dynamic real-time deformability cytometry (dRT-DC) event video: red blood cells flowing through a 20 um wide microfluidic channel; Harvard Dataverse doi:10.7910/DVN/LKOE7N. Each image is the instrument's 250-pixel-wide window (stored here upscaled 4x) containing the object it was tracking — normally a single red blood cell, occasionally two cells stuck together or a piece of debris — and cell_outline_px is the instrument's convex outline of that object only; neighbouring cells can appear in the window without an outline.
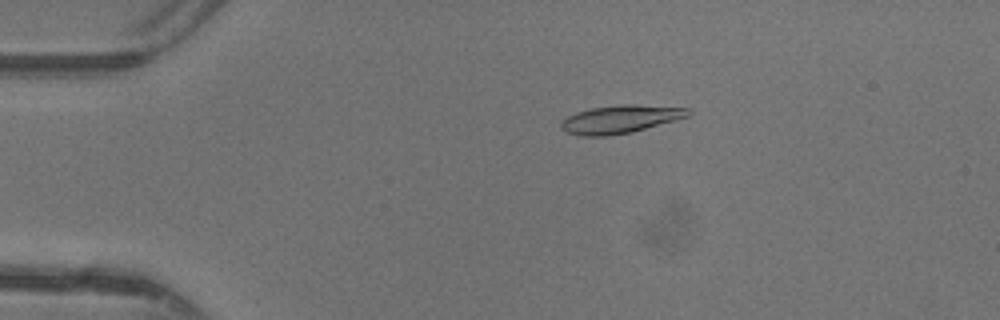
{"species": "common noctule bat (a hibernating species)", "species_latin": "Nyctalus noctula", "temperature_condition": "warm", "stored_images_in_passage": 44, "camera_frame_rate_fps": 3000, "um_per_image_px": 0.085, "animal": {"sex": "female"}, "frame": {"image": 1, "passage_image": 7, "time_ms": 2.0, "image_size_px": [1000, 320], "cell_outline_px": [[692, 112], [688, 116], [676, 120], [632, 132], [608, 136], [580, 136], [564, 132], [560, 128], [560, 124], [568, 116], [576, 112], [592, 108], [620, 104], [636, 104], [692, 108]], "centroid_in_image_um": [52.74, 10.13], "position_along_channel_um": 32.3, "area_um2": 20.98}}
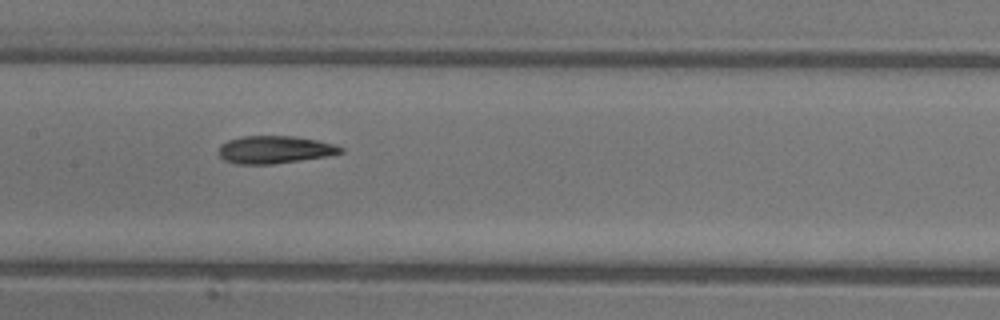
{"frame": {"image": 2, "passage_image": 21, "time_ms": 6.667, "image_size_px": [1000, 320], "cell_outline_px": [[344, 152], [324, 156], [272, 164], [236, 164], [224, 160], [220, 156], [220, 144], [228, 140], [244, 136], [296, 136], [336, 144], [344, 148]], "centroid_in_image_um": [23.35, 12.71], "position_along_channel_um": 184.1, "area_um2": 19.48}}
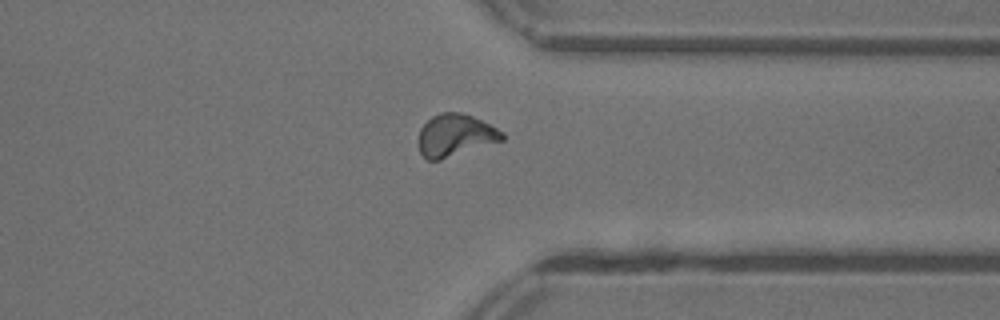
{"frame": {"image": 3, "passage_image": 34, "time_ms": 11.0, "image_size_px": [1000, 320], "cell_outline_px": [[504, 140], [440, 160], [428, 160], [420, 152], [420, 128], [432, 116], [440, 112], [460, 112], [472, 116], [504, 132]], "centroid_in_image_um": [38.71, 11.5], "position_along_channel_um": 372.7, "area_um2": 20.35}, "authors_computed_cell_mechanics": {"area_um2": 19.7387, "velocity_mm_per_s": 4.4081, "shape_relaxation_time_tau1_ms": 7.9173, "shape_relaxation_time_tau2_ms": 2.4721, "deformation_change_tau1": 0.2452, "deformation_change_tau2": 0.1005}}